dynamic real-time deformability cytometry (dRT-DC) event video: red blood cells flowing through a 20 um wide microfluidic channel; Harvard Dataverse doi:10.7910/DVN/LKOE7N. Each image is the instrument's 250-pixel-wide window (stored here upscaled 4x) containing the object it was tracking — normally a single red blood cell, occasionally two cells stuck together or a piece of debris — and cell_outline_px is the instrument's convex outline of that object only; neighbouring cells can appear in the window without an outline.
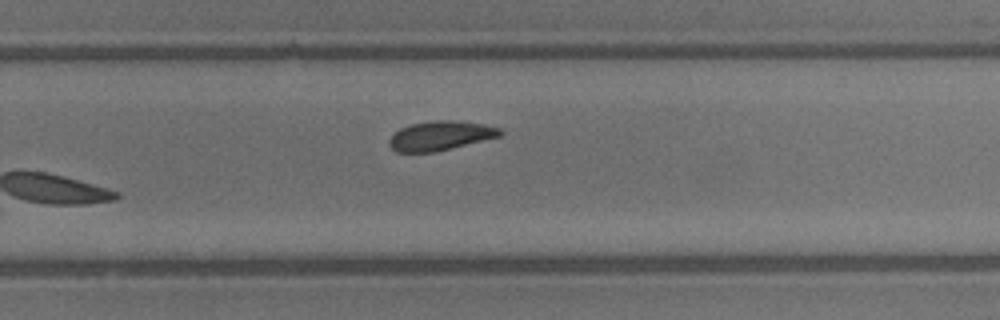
{"species": "common noctule bat (a hibernating species)", "species_latin": "Nyctalus noctula", "temperature_condition": "warm", "stored_images_in_passage": 15, "camera_frame_rate_fps": 3000, "um_per_image_px": 0.085, "animal": {"sex": "male", "body_mass_g": 13.3}, "frame": {"image": 1, "passage_image": 15, "time_ms": 4.667, "image_size_px": [1000, 320], "cell_outline_px": [[504, 132], [500, 136], [432, 152], [396, 152], [388, 144], [388, 140], [400, 128], [412, 124], [432, 120], [456, 120], [484, 124], [500, 128]], "centroid_in_image_um": [37.43, 11.52], "position_along_channel_um": 292.4, "area_um2": 18.73}}